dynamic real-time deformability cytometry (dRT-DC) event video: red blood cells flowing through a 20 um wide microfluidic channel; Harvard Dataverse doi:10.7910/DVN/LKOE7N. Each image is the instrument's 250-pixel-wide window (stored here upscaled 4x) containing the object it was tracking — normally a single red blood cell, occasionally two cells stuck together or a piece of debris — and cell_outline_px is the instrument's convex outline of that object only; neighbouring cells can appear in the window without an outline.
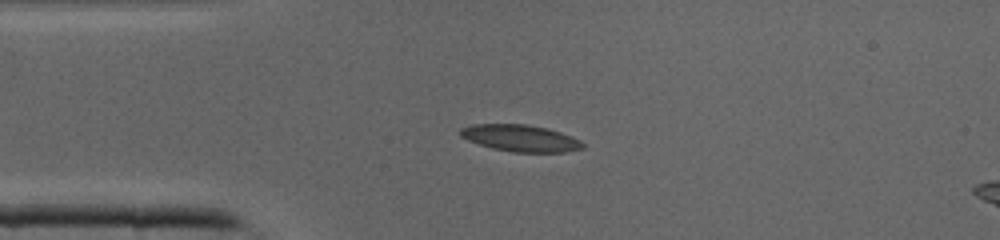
{"species": "common noctule bat (a hibernating species)", "species_latin": "Nyctalus noctula", "temperature_condition": "cold", "stored_images_in_passage": 35, "camera_frame_rate_fps": 3000, "um_per_image_px": 0.085, "animal": {"sex": "male", "body_mass_g": 19.0, "forearm_length_mm": 50.8}, "frame": {"image": 1, "passage_image": 3, "time_ms": 0.667, "image_size_px": [1000, 240], "cell_outline_px": [[584, 148], [564, 152], [512, 152], [492, 148], [468, 140], [460, 136], [460, 128], [472, 124], [524, 124], [548, 128], [572, 136], [580, 140], [584, 144]], "centroid_in_image_um": [44.25, 11.74], "position_along_channel_um": 40.8, "area_um2": 19.07}}
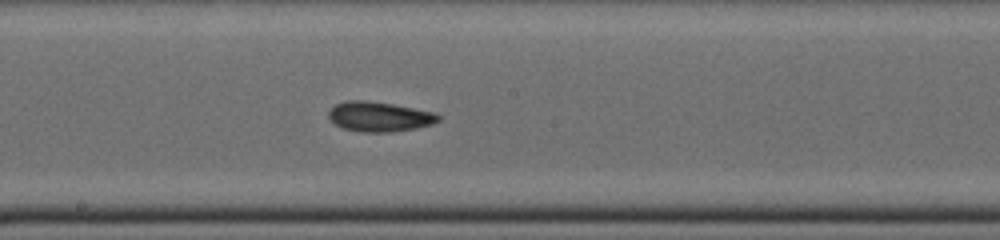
{"frame": {"image": 2, "passage_image": 15, "time_ms": 4.667, "image_size_px": [1000, 240], "cell_outline_px": [[440, 120], [432, 124], [416, 128], [392, 132], [360, 132], [344, 128], [336, 124], [328, 116], [328, 112], [336, 104], [344, 100], [364, 100], [392, 104], [436, 112], [440, 116]], "centroid_in_image_um": [32.26, 9.91], "position_along_channel_um": 215.9, "area_um2": 19.07}}
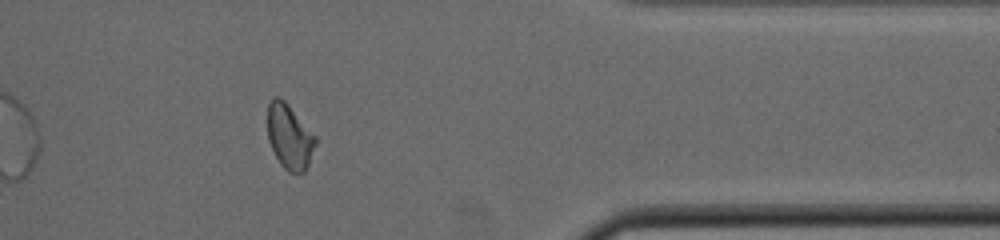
{"frame": {"image": 3, "passage_image": 27, "time_ms": 8.667, "image_size_px": [1000, 240], "cell_outline_px": [[316, 144], [308, 164], [304, 172], [288, 172], [280, 164], [268, 140], [268, 104], [272, 96], [280, 96], [288, 104], [316, 136]], "centroid_in_image_um": [24.6, 11.59], "position_along_channel_um": 386.8, "area_um2": 18.03}}